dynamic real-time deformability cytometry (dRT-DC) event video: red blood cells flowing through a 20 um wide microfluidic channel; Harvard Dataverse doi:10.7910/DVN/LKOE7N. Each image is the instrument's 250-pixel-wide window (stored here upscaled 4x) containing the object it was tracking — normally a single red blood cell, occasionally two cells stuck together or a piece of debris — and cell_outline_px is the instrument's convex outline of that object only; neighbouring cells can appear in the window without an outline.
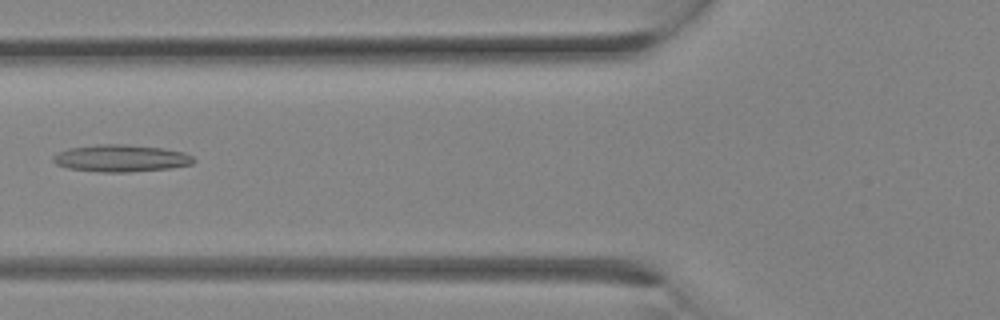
{"species": "Egyptian fruit bat (a non-hibernating species)", "species_latin": "Rousettus aegyptiacus", "temperature_condition": "room temperature", "stored_images_in_passage": 7, "camera_frame_rate_fps": 3000, "um_per_image_px": 0.085, "animal": {"sex": "female"}, "frame": {"image": 1, "passage_image": 6, "time_ms": 1.667, "image_size_px": [1000, 320], "cell_outline_px": [[196, 160], [192, 164], [172, 168], [128, 172], [100, 172], [68, 168], [56, 164], [52, 160], [52, 156], [68, 148], [96, 144], [124, 144], [164, 148], [184, 152], [192, 156]], "centroid_in_image_um": [10.29, 13.45], "position_along_channel_um": 115.5, "area_um2": 22.31}}